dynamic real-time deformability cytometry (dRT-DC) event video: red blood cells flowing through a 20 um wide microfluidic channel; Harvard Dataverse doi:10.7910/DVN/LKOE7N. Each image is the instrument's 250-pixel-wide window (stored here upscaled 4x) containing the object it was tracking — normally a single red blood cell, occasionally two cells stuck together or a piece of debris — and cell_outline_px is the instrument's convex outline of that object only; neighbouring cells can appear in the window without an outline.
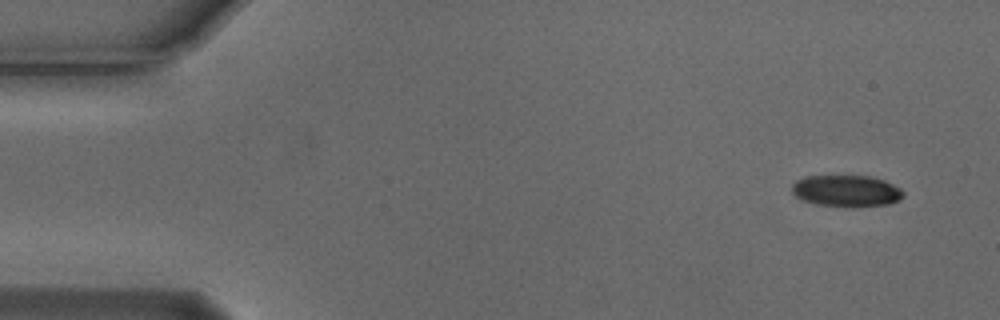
{"species": "Egyptian fruit bat (a non-hibernating species)", "species_latin": "Rousettus aegyptiacus", "temperature_condition": "cold", "stored_images_in_passage": 5, "camera_frame_rate_fps": 3000, "um_per_image_px": 0.085, "animal": {"sex": "male"}, "frame": {"image": 1, "passage_image": 1, "time_ms": 0.0, "image_size_px": [1000, 320], "cell_outline_px": [[904, 196], [900, 200], [888, 204], [856, 208], [852, 208], [816, 204], [800, 200], [792, 192], [792, 184], [796, 180], [804, 176], [868, 176], [884, 180], [900, 188], [904, 192]], "centroid_in_image_um": [71.94, 16.25], "position_along_channel_um": 13.1, "area_um2": 20.87}}
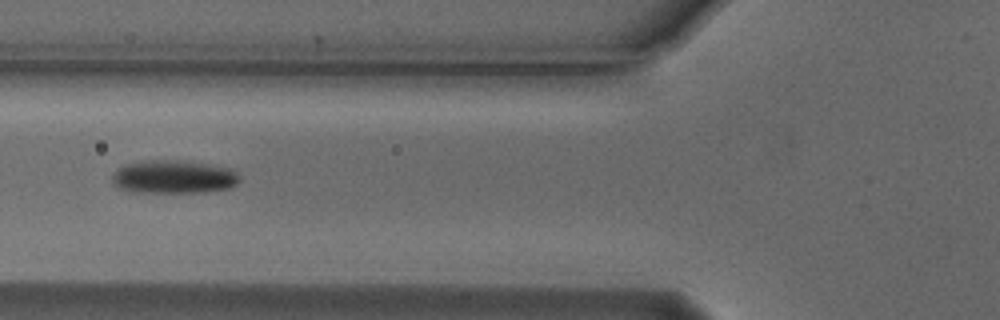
{"frame": {"image": 2, "passage_image": 5, "time_ms": 1.333, "image_size_px": [1000, 320], "cell_outline_px": [[240, 180], [236, 184], [228, 188], [204, 192], [140, 192], [120, 188], [112, 184], [112, 176], [124, 164], [144, 160], [180, 160], [208, 164], [228, 168], [236, 172], [240, 176]], "centroid_in_image_um": [14.76, 15.03], "position_along_channel_um": 111.0, "area_um2": 24.57}}